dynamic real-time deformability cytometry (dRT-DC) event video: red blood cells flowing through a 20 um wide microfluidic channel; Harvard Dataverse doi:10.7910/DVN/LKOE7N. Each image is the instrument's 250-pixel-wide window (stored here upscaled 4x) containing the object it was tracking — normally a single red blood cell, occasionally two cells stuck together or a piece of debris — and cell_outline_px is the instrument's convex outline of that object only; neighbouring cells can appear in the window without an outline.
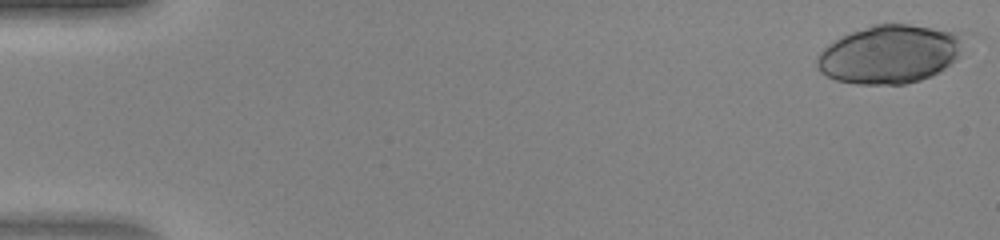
{"species": "human", "species_latin": "Homo sapiens", "temperature_condition": "warm", "stored_images_in_passage": 24, "camera_frame_rate_fps": 3000, "um_per_image_px": 0.085, "donor": {"sex": "female"}, "frame": {"image": 1, "passage_image": 1, "time_ms": 0.0, "image_size_px": [1000, 240], "cell_outline_px": [[976, 32], [956, 60], [940, 72], [920, 80], [904, 84], [856, 84], [836, 80], [820, 72], [816, 68], [816, 56], [828, 44], [852, 32], [872, 24], [908, 24]], "centroid_in_image_um": [75.8, 4.57], "position_along_channel_um": 9.2, "area_um2": 51.56}}
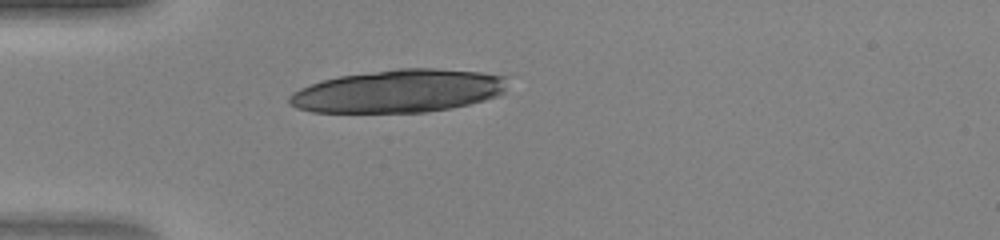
{"frame": {"image": 2, "passage_image": 14, "time_ms": 4.333, "image_size_px": [1000, 240], "cell_outline_px": [[508, 76], [504, 92], [500, 96], [452, 108], [424, 112], [312, 112], [296, 108], [288, 104], [288, 96], [292, 92], [300, 88], [324, 80], [340, 76], [400, 68], [436, 68], [480, 72]], "centroid_in_image_um": [33.9, 7.74], "position_along_channel_um": 51.1, "area_um2": 54.62}}